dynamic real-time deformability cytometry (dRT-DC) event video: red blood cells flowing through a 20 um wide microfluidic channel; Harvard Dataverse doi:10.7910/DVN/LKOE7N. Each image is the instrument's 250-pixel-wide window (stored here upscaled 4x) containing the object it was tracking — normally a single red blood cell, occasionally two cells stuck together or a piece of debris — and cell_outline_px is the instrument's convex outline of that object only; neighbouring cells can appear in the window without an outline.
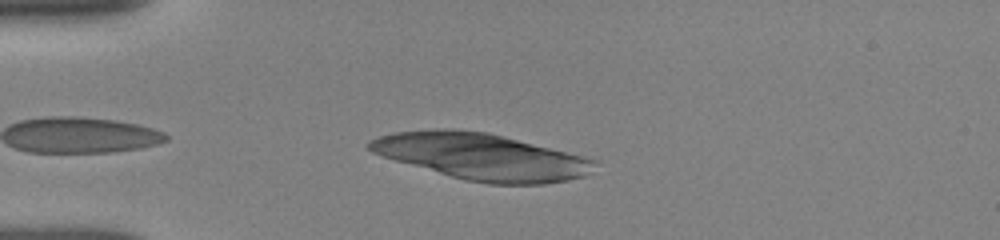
{"species": "human", "species_latin": "Homo sapiens", "temperature_condition": "room temperature", "stored_images_in_passage": 40, "camera_frame_rate_fps": 3000, "um_per_image_px": 0.085, "donor": {"sex": "female"}, "frame": {"image": 1, "passage_image": 3, "time_ms": 0.667, "image_size_px": [1000, 240], "cell_outline_px": [[600, 160], [584, 176], [568, 180], [544, 184], [488, 184], [464, 180], [396, 160], [372, 152], [368, 148], [368, 140], [380, 136], [396, 132], [436, 128], [444, 128], [488, 132]], "centroid_in_image_um": [40.95, 13.31], "position_along_channel_um": 44.0, "area_um2": 60.57}}